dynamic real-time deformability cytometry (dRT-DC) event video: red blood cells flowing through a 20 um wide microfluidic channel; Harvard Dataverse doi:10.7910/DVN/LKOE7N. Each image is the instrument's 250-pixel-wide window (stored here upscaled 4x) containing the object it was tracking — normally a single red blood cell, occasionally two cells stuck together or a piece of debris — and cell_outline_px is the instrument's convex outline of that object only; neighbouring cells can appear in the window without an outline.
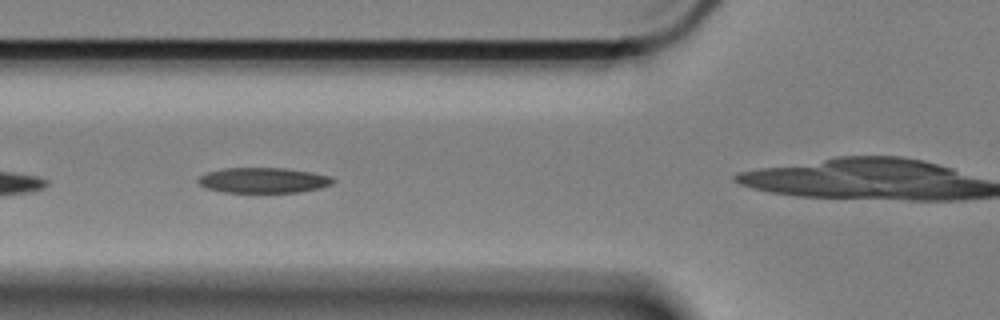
{"species": "Egyptian fruit bat (a non-hibernating species)", "species_latin": "Rousettus aegyptiacus", "temperature_condition": "cold", "stored_images_in_passage": 44, "camera_frame_rate_fps": 3000, "um_per_image_px": 0.085, "animal": {"sex": "female"}, "frame": {"image": 1, "passage_image": 7, "time_ms": 2.0, "image_size_px": [1000, 320], "cell_outline_px": [[336, 180], [332, 184], [320, 188], [300, 192], [224, 192], [208, 188], [200, 184], [196, 180], [200, 176], [208, 172], [224, 168], [284, 168], [312, 172], [332, 176]], "centroid_in_image_um": [22.43, 15.32], "position_along_channel_um": 103.4, "area_um2": 19.88}, "authors_computed_cell_mechanics": {"area_um2": 21.0681, "velocity_mm_per_s": 3.3144, "shape_relaxation_time_tau1_ms": 6.9604, "shape_relaxation_time_tau2_ms": null, "deformation_change_tau1": 0.1043, "deformation_change_tau2": null}}